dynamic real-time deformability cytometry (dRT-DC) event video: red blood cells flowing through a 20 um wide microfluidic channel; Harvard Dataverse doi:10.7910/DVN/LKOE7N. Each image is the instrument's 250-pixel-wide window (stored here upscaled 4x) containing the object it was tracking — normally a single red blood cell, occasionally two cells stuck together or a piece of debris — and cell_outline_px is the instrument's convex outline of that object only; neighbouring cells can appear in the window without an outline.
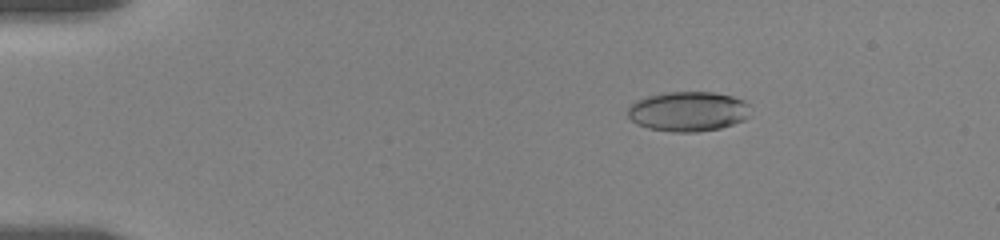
{"species": "human", "species_latin": "Homo sapiens", "temperature_condition": "room temperature", "stored_images_in_passage": 56, "camera_frame_rate_fps": 3000, "um_per_image_px": 0.085, "donor": {"sex": "female"}, "frame": {"image": 1, "passage_image": 5, "time_ms": 2.667, "image_size_px": [1000, 240], "cell_outline_px": [[752, 116], [744, 120], [720, 128], [696, 132], [672, 132], [648, 128], [636, 124], [628, 116], [628, 104], [636, 100], [648, 96], [668, 92], [712, 92], [732, 96], [744, 100], [748, 104]], "centroid_in_image_um": [58.5, 9.47], "position_along_channel_um": 26.5, "area_um2": 28.73}}
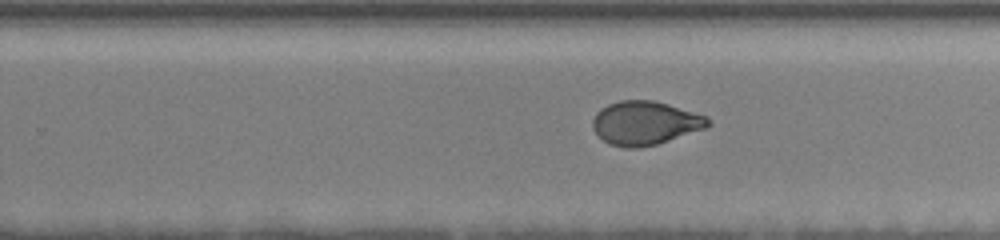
{"frame": {"image": 2, "passage_image": 31, "time_ms": 12.0, "image_size_px": [1000, 240], "cell_outline_px": [[712, 124], [708, 128], [656, 144], [636, 148], [624, 148], [608, 144], [592, 128], [592, 120], [596, 112], [600, 108], [608, 104], [620, 100], [652, 100], [668, 104], [708, 116]], "centroid_in_image_um": [54.85, 10.45], "position_along_channel_um": 275.0, "area_um2": 29.59}}
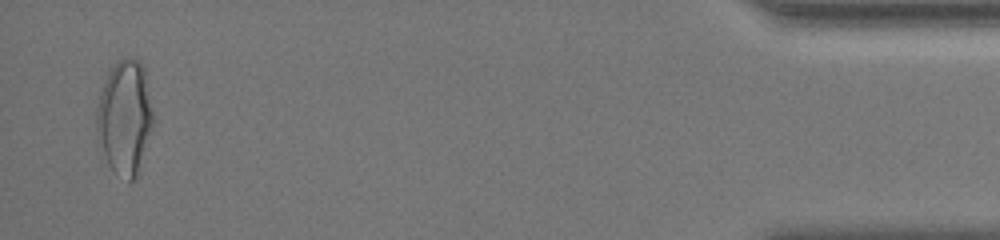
{"frame": {"image": 3, "passage_image": 56, "time_ms": 18.333, "image_size_px": [1000, 240], "cell_outline_px": [[152, 124], [136, 176], [132, 180], [128, 180], [112, 168], [108, 164], [96, 136], [96, 108], [100, 92], [108, 72], [116, 60], [124, 56], [140, 60], [144, 68], [152, 112]], "centroid_in_image_um": [10.56, 9.89], "position_along_channel_um": 424.6, "area_um2": 37.05}, "authors_computed_cell_mechanics": {"area_um2": 29.7959, "velocity_mm_per_s": 3.5052, "shape_relaxation_time_tau1_ms": 4.8392, "shape_relaxation_time_tau2_ms": 0.9545, "deformation_change_tau1": 0.157, "deformation_change_tau2": 0.0467}}